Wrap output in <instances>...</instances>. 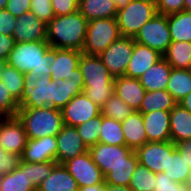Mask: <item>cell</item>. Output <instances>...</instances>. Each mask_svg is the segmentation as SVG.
I'll use <instances>...</instances> for the list:
<instances>
[{"label": "cell", "instance_id": "6da1fadb", "mask_svg": "<svg viewBox=\"0 0 191 191\" xmlns=\"http://www.w3.org/2000/svg\"><path fill=\"white\" fill-rule=\"evenodd\" d=\"M84 91L83 76L51 80L50 74L39 77L34 72L24 73V88L19 108L38 109L50 106L62 109L73 97Z\"/></svg>", "mask_w": 191, "mask_h": 191}, {"label": "cell", "instance_id": "7a4b0ae2", "mask_svg": "<svg viewBox=\"0 0 191 191\" xmlns=\"http://www.w3.org/2000/svg\"><path fill=\"white\" fill-rule=\"evenodd\" d=\"M88 20L79 12L55 16L46 25V41L51 48L80 50L84 46Z\"/></svg>", "mask_w": 191, "mask_h": 191}, {"label": "cell", "instance_id": "3957f363", "mask_svg": "<svg viewBox=\"0 0 191 191\" xmlns=\"http://www.w3.org/2000/svg\"><path fill=\"white\" fill-rule=\"evenodd\" d=\"M79 68L84 80V93L102 108L114 93V78L99 56L81 53Z\"/></svg>", "mask_w": 191, "mask_h": 191}, {"label": "cell", "instance_id": "277c9868", "mask_svg": "<svg viewBox=\"0 0 191 191\" xmlns=\"http://www.w3.org/2000/svg\"><path fill=\"white\" fill-rule=\"evenodd\" d=\"M50 49L47 41L14 43L6 63L20 72L32 71L42 77L44 74H51Z\"/></svg>", "mask_w": 191, "mask_h": 191}, {"label": "cell", "instance_id": "5b68a950", "mask_svg": "<svg viewBox=\"0 0 191 191\" xmlns=\"http://www.w3.org/2000/svg\"><path fill=\"white\" fill-rule=\"evenodd\" d=\"M16 116L23 123L28 139L56 136L64 126L62 111L50 106L19 108Z\"/></svg>", "mask_w": 191, "mask_h": 191}, {"label": "cell", "instance_id": "8992f818", "mask_svg": "<svg viewBox=\"0 0 191 191\" xmlns=\"http://www.w3.org/2000/svg\"><path fill=\"white\" fill-rule=\"evenodd\" d=\"M120 36L116 18H100L88 21L82 53L98 56Z\"/></svg>", "mask_w": 191, "mask_h": 191}, {"label": "cell", "instance_id": "52a82bcc", "mask_svg": "<svg viewBox=\"0 0 191 191\" xmlns=\"http://www.w3.org/2000/svg\"><path fill=\"white\" fill-rule=\"evenodd\" d=\"M157 14L156 3L133 0L119 8L116 15L121 36L134 38L140 28Z\"/></svg>", "mask_w": 191, "mask_h": 191}, {"label": "cell", "instance_id": "ba28073f", "mask_svg": "<svg viewBox=\"0 0 191 191\" xmlns=\"http://www.w3.org/2000/svg\"><path fill=\"white\" fill-rule=\"evenodd\" d=\"M93 162L105 176L110 170L119 165H138V158L134 150L126 145H108L97 143L88 149Z\"/></svg>", "mask_w": 191, "mask_h": 191}, {"label": "cell", "instance_id": "9c48e42d", "mask_svg": "<svg viewBox=\"0 0 191 191\" xmlns=\"http://www.w3.org/2000/svg\"><path fill=\"white\" fill-rule=\"evenodd\" d=\"M135 42L146 45L164 55L171 44L168 15L156 14L146 22L133 38Z\"/></svg>", "mask_w": 191, "mask_h": 191}, {"label": "cell", "instance_id": "30bf717a", "mask_svg": "<svg viewBox=\"0 0 191 191\" xmlns=\"http://www.w3.org/2000/svg\"><path fill=\"white\" fill-rule=\"evenodd\" d=\"M133 50L134 39L120 36L98 56L113 77L125 76Z\"/></svg>", "mask_w": 191, "mask_h": 191}, {"label": "cell", "instance_id": "8fae6325", "mask_svg": "<svg viewBox=\"0 0 191 191\" xmlns=\"http://www.w3.org/2000/svg\"><path fill=\"white\" fill-rule=\"evenodd\" d=\"M63 165L77 181L78 187L92 186L105 181V176L93 162L89 151L67 160Z\"/></svg>", "mask_w": 191, "mask_h": 191}, {"label": "cell", "instance_id": "7c38bea8", "mask_svg": "<svg viewBox=\"0 0 191 191\" xmlns=\"http://www.w3.org/2000/svg\"><path fill=\"white\" fill-rule=\"evenodd\" d=\"M176 149L172 141L146 142L135 150L138 162L155 174L167 168L168 155Z\"/></svg>", "mask_w": 191, "mask_h": 191}, {"label": "cell", "instance_id": "4fadbf2b", "mask_svg": "<svg viewBox=\"0 0 191 191\" xmlns=\"http://www.w3.org/2000/svg\"><path fill=\"white\" fill-rule=\"evenodd\" d=\"M82 51L73 49H50L51 80L71 79L73 76H82L79 60Z\"/></svg>", "mask_w": 191, "mask_h": 191}, {"label": "cell", "instance_id": "5bb4252c", "mask_svg": "<svg viewBox=\"0 0 191 191\" xmlns=\"http://www.w3.org/2000/svg\"><path fill=\"white\" fill-rule=\"evenodd\" d=\"M28 136L17 116L0 118V145L8 153L22 156Z\"/></svg>", "mask_w": 191, "mask_h": 191}, {"label": "cell", "instance_id": "9a60e30c", "mask_svg": "<svg viewBox=\"0 0 191 191\" xmlns=\"http://www.w3.org/2000/svg\"><path fill=\"white\" fill-rule=\"evenodd\" d=\"M63 122L78 126L101 114V107L92 102L84 92L73 97L62 109Z\"/></svg>", "mask_w": 191, "mask_h": 191}, {"label": "cell", "instance_id": "2e32d148", "mask_svg": "<svg viewBox=\"0 0 191 191\" xmlns=\"http://www.w3.org/2000/svg\"><path fill=\"white\" fill-rule=\"evenodd\" d=\"M57 154L56 162L63 164L69 159L75 158L86 151L88 148L78 134L76 127L64 124L62 130L56 135Z\"/></svg>", "mask_w": 191, "mask_h": 191}, {"label": "cell", "instance_id": "e0dca14e", "mask_svg": "<svg viewBox=\"0 0 191 191\" xmlns=\"http://www.w3.org/2000/svg\"><path fill=\"white\" fill-rule=\"evenodd\" d=\"M56 154V136L28 139L21 156V161L28 163L56 162Z\"/></svg>", "mask_w": 191, "mask_h": 191}, {"label": "cell", "instance_id": "ac0fdd59", "mask_svg": "<svg viewBox=\"0 0 191 191\" xmlns=\"http://www.w3.org/2000/svg\"><path fill=\"white\" fill-rule=\"evenodd\" d=\"M46 25L31 12L22 14L14 27V42L46 41Z\"/></svg>", "mask_w": 191, "mask_h": 191}, {"label": "cell", "instance_id": "d6986e66", "mask_svg": "<svg viewBox=\"0 0 191 191\" xmlns=\"http://www.w3.org/2000/svg\"><path fill=\"white\" fill-rule=\"evenodd\" d=\"M163 55L152 48L134 41V50L128 63L125 76L139 78L147 69L152 67Z\"/></svg>", "mask_w": 191, "mask_h": 191}, {"label": "cell", "instance_id": "ffe728a7", "mask_svg": "<svg viewBox=\"0 0 191 191\" xmlns=\"http://www.w3.org/2000/svg\"><path fill=\"white\" fill-rule=\"evenodd\" d=\"M147 142L170 141V111L142 113Z\"/></svg>", "mask_w": 191, "mask_h": 191}, {"label": "cell", "instance_id": "44dd1931", "mask_svg": "<svg viewBox=\"0 0 191 191\" xmlns=\"http://www.w3.org/2000/svg\"><path fill=\"white\" fill-rule=\"evenodd\" d=\"M114 93L134 111H138L146 90L138 78L119 76L114 78Z\"/></svg>", "mask_w": 191, "mask_h": 191}, {"label": "cell", "instance_id": "7402d4cb", "mask_svg": "<svg viewBox=\"0 0 191 191\" xmlns=\"http://www.w3.org/2000/svg\"><path fill=\"white\" fill-rule=\"evenodd\" d=\"M29 176V163L20 160L18 167L0 176V191H37Z\"/></svg>", "mask_w": 191, "mask_h": 191}, {"label": "cell", "instance_id": "603a6c76", "mask_svg": "<svg viewBox=\"0 0 191 191\" xmlns=\"http://www.w3.org/2000/svg\"><path fill=\"white\" fill-rule=\"evenodd\" d=\"M121 126L127 147L135 151L147 142V135L141 112L134 111L121 122Z\"/></svg>", "mask_w": 191, "mask_h": 191}, {"label": "cell", "instance_id": "cb8c5ba5", "mask_svg": "<svg viewBox=\"0 0 191 191\" xmlns=\"http://www.w3.org/2000/svg\"><path fill=\"white\" fill-rule=\"evenodd\" d=\"M171 69V65L162 58L138 79L146 91L166 90Z\"/></svg>", "mask_w": 191, "mask_h": 191}, {"label": "cell", "instance_id": "d4e9b609", "mask_svg": "<svg viewBox=\"0 0 191 191\" xmlns=\"http://www.w3.org/2000/svg\"><path fill=\"white\" fill-rule=\"evenodd\" d=\"M38 191H78L77 181L63 164H56L51 174L42 181Z\"/></svg>", "mask_w": 191, "mask_h": 191}, {"label": "cell", "instance_id": "484cf974", "mask_svg": "<svg viewBox=\"0 0 191 191\" xmlns=\"http://www.w3.org/2000/svg\"><path fill=\"white\" fill-rule=\"evenodd\" d=\"M191 139V113L177 104L170 110V141Z\"/></svg>", "mask_w": 191, "mask_h": 191}, {"label": "cell", "instance_id": "4316f807", "mask_svg": "<svg viewBox=\"0 0 191 191\" xmlns=\"http://www.w3.org/2000/svg\"><path fill=\"white\" fill-rule=\"evenodd\" d=\"M78 11L88 20L116 18L117 5L113 0H79Z\"/></svg>", "mask_w": 191, "mask_h": 191}, {"label": "cell", "instance_id": "83f0119b", "mask_svg": "<svg viewBox=\"0 0 191 191\" xmlns=\"http://www.w3.org/2000/svg\"><path fill=\"white\" fill-rule=\"evenodd\" d=\"M178 102L167 90L146 91L138 112L151 113L156 110L170 111Z\"/></svg>", "mask_w": 191, "mask_h": 191}, {"label": "cell", "instance_id": "f1b7e54d", "mask_svg": "<svg viewBox=\"0 0 191 191\" xmlns=\"http://www.w3.org/2000/svg\"><path fill=\"white\" fill-rule=\"evenodd\" d=\"M163 58L174 69L189 70L191 67V42L172 41Z\"/></svg>", "mask_w": 191, "mask_h": 191}, {"label": "cell", "instance_id": "f546056e", "mask_svg": "<svg viewBox=\"0 0 191 191\" xmlns=\"http://www.w3.org/2000/svg\"><path fill=\"white\" fill-rule=\"evenodd\" d=\"M168 27L172 41L191 42V11L168 15Z\"/></svg>", "mask_w": 191, "mask_h": 191}, {"label": "cell", "instance_id": "4dcf8cb0", "mask_svg": "<svg viewBox=\"0 0 191 191\" xmlns=\"http://www.w3.org/2000/svg\"><path fill=\"white\" fill-rule=\"evenodd\" d=\"M179 102L191 92V74L189 70L171 69L166 89Z\"/></svg>", "mask_w": 191, "mask_h": 191}, {"label": "cell", "instance_id": "1f68e13d", "mask_svg": "<svg viewBox=\"0 0 191 191\" xmlns=\"http://www.w3.org/2000/svg\"><path fill=\"white\" fill-rule=\"evenodd\" d=\"M172 181L180 184H187L191 174V168L187 164L181 153L175 149L168 155L167 168L163 171Z\"/></svg>", "mask_w": 191, "mask_h": 191}, {"label": "cell", "instance_id": "d6a6232c", "mask_svg": "<svg viewBox=\"0 0 191 191\" xmlns=\"http://www.w3.org/2000/svg\"><path fill=\"white\" fill-rule=\"evenodd\" d=\"M99 143L118 146L126 145L121 122L101 115Z\"/></svg>", "mask_w": 191, "mask_h": 191}, {"label": "cell", "instance_id": "836d02e7", "mask_svg": "<svg viewBox=\"0 0 191 191\" xmlns=\"http://www.w3.org/2000/svg\"><path fill=\"white\" fill-rule=\"evenodd\" d=\"M0 80L3 81L13 98L20 105L21 95L24 88V73L6 63L0 75Z\"/></svg>", "mask_w": 191, "mask_h": 191}, {"label": "cell", "instance_id": "e575fe53", "mask_svg": "<svg viewBox=\"0 0 191 191\" xmlns=\"http://www.w3.org/2000/svg\"><path fill=\"white\" fill-rule=\"evenodd\" d=\"M134 110L115 93H113L101 108V115L116 121H124Z\"/></svg>", "mask_w": 191, "mask_h": 191}, {"label": "cell", "instance_id": "d590c367", "mask_svg": "<svg viewBox=\"0 0 191 191\" xmlns=\"http://www.w3.org/2000/svg\"><path fill=\"white\" fill-rule=\"evenodd\" d=\"M156 174L151 172L146 166L138 163L134 170L129 187L132 191H154Z\"/></svg>", "mask_w": 191, "mask_h": 191}, {"label": "cell", "instance_id": "8d00e7d4", "mask_svg": "<svg viewBox=\"0 0 191 191\" xmlns=\"http://www.w3.org/2000/svg\"><path fill=\"white\" fill-rule=\"evenodd\" d=\"M76 129L88 149L96 145L99 143L101 131V114L91 118L83 124L76 126Z\"/></svg>", "mask_w": 191, "mask_h": 191}, {"label": "cell", "instance_id": "74e56055", "mask_svg": "<svg viewBox=\"0 0 191 191\" xmlns=\"http://www.w3.org/2000/svg\"><path fill=\"white\" fill-rule=\"evenodd\" d=\"M137 165H119L105 175L106 184L129 186L132 174Z\"/></svg>", "mask_w": 191, "mask_h": 191}, {"label": "cell", "instance_id": "f35d334b", "mask_svg": "<svg viewBox=\"0 0 191 191\" xmlns=\"http://www.w3.org/2000/svg\"><path fill=\"white\" fill-rule=\"evenodd\" d=\"M18 109L19 103L0 80V118L16 116Z\"/></svg>", "mask_w": 191, "mask_h": 191}, {"label": "cell", "instance_id": "ab89813d", "mask_svg": "<svg viewBox=\"0 0 191 191\" xmlns=\"http://www.w3.org/2000/svg\"><path fill=\"white\" fill-rule=\"evenodd\" d=\"M57 162L29 163V176L32 183L38 188L42 181L52 172Z\"/></svg>", "mask_w": 191, "mask_h": 191}, {"label": "cell", "instance_id": "60d3db41", "mask_svg": "<svg viewBox=\"0 0 191 191\" xmlns=\"http://www.w3.org/2000/svg\"><path fill=\"white\" fill-rule=\"evenodd\" d=\"M30 12L45 24L55 17L51 0H31Z\"/></svg>", "mask_w": 191, "mask_h": 191}, {"label": "cell", "instance_id": "b9f144b4", "mask_svg": "<svg viewBox=\"0 0 191 191\" xmlns=\"http://www.w3.org/2000/svg\"><path fill=\"white\" fill-rule=\"evenodd\" d=\"M154 191H189L187 184H180L172 181L166 173L160 172L156 174Z\"/></svg>", "mask_w": 191, "mask_h": 191}, {"label": "cell", "instance_id": "7bdbcfd3", "mask_svg": "<svg viewBox=\"0 0 191 191\" xmlns=\"http://www.w3.org/2000/svg\"><path fill=\"white\" fill-rule=\"evenodd\" d=\"M20 160V156L6 152L0 145V176L15 170L18 167Z\"/></svg>", "mask_w": 191, "mask_h": 191}, {"label": "cell", "instance_id": "ee69618b", "mask_svg": "<svg viewBox=\"0 0 191 191\" xmlns=\"http://www.w3.org/2000/svg\"><path fill=\"white\" fill-rule=\"evenodd\" d=\"M79 0H51L55 16H63L78 11Z\"/></svg>", "mask_w": 191, "mask_h": 191}, {"label": "cell", "instance_id": "f6af8a7d", "mask_svg": "<svg viewBox=\"0 0 191 191\" xmlns=\"http://www.w3.org/2000/svg\"><path fill=\"white\" fill-rule=\"evenodd\" d=\"M185 0H158L156 3L157 13L170 15L184 10Z\"/></svg>", "mask_w": 191, "mask_h": 191}, {"label": "cell", "instance_id": "bcb514c9", "mask_svg": "<svg viewBox=\"0 0 191 191\" xmlns=\"http://www.w3.org/2000/svg\"><path fill=\"white\" fill-rule=\"evenodd\" d=\"M17 18L6 9L0 10V33L12 36Z\"/></svg>", "mask_w": 191, "mask_h": 191}, {"label": "cell", "instance_id": "7dc6e473", "mask_svg": "<svg viewBox=\"0 0 191 191\" xmlns=\"http://www.w3.org/2000/svg\"><path fill=\"white\" fill-rule=\"evenodd\" d=\"M31 0H8L6 10L16 18L30 12Z\"/></svg>", "mask_w": 191, "mask_h": 191}, {"label": "cell", "instance_id": "c3c4849f", "mask_svg": "<svg viewBox=\"0 0 191 191\" xmlns=\"http://www.w3.org/2000/svg\"><path fill=\"white\" fill-rule=\"evenodd\" d=\"M14 43L13 36L0 33V59L7 60L9 53L14 47Z\"/></svg>", "mask_w": 191, "mask_h": 191}, {"label": "cell", "instance_id": "681fc988", "mask_svg": "<svg viewBox=\"0 0 191 191\" xmlns=\"http://www.w3.org/2000/svg\"><path fill=\"white\" fill-rule=\"evenodd\" d=\"M175 145L176 149L181 153L182 158L185 159L191 168V139L182 140Z\"/></svg>", "mask_w": 191, "mask_h": 191}, {"label": "cell", "instance_id": "f907efd6", "mask_svg": "<svg viewBox=\"0 0 191 191\" xmlns=\"http://www.w3.org/2000/svg\"><path fill=\"white\" fill-rule=\"evenodd\" d=\"M78 191H106V182L99 183L92 186L79 187Z\"/></svg>", "mask_w": 191, "mask_h": 191}, {"label": "cell", "instance_id": "816d5d0a", "mask_svg": "<svg viewBox=\"0 0 191 191\" xmlns=\"http://www.w3.org/2000/svg\"><path fill=\"white\" fill-rule=\"evenodd\" d=\"M183 108L187 109L191 113V92L178 102Z\"/></svg>", "mask_w": 191, "mask_h": 191}, {"label": "cell", "instance_id": "f5cc1de1", "mask_svg": "<svg viewBox=\"0 0 191 191\" xmlns=\"http://www.w3.org/2000/svg\"><path fill=\"white\" fill-rule=\"evenodd\" d=\"M106 191H132V189L129 186H116L106 184Z\"/></svg>", "mask_w": 191, "mask_h": 191}, {"label": "cell", "instance_id": "db71d44e", "mask_svg": "<svg viewBox=\"0 0 191 191\" xmlns=\"http://www.w3.org/2000/svg\"><path fill=\"white\" fill-rule=\"evenodd\" d=\"M115 2V4L117 5V8H122L124 6H126L129 2L133 1V0H113Z\"/></svg>", "mask_w": 191, "mask_h": 191}, {"label": "cell", "instance_id": "11a10c76", "mask_svg": "<svg viewBox=\"0 0 191 191\" xmlns=\"http://www.w3.org/2000/svg\"><path fill=\"white\" fill-rule=\"evenodd\" d=\"M184 10L191 11V0L184 1Z\"/></svg>", "mask_w": 191, "mask_h": 191}, {"label": "cell", "instance_id": "9f6ffc18", "mask_svg": "<svg viewBox=\"0 0 191 191\" xmlns=\"http://www.w3.org/2000/svg\"><path fill=\"white\" fill-rule=\"evenodd\" d=\"M8 0H0V10L5 9Z\"/></svg>", "mask_w": 191, "mask_h": 191}, {"label": "cell", "instance_id": "6f0895ef", "mask_svg": "<svg viewBox=\"0 0 191 191\" xmlns=\"http://www.w3.org/2000/svg\"><path fill=\"white\" fill-rule=\"evenodd\" d=\"M6 61L3 59H0V75L5 67Z\"/></svg>", "mask_w": 191, "mask_h": 191}, {"label": "cell", "instance_id": "680465c9", "mask_svg": "<svg viewBox=\"0 0 191 191\" xmlns=\"http://www.w3.org/2000/svg\"><path fill=\"white\" fill-rule=\"evenodd\" d=\"M187 186L190 188V190H191V174H190V176H189V180H188V182H187Z\"/></svg>", "mask_w": 191, "mask_h": 191}, {"label": "cell", "instance_id": "91938a15", "mask_svg": "<svg viewBox=\"0 0 191 191\" xmlns=\"http://www.w3.org/2000/svg\"><path fill=\"white\" fill-rule=\"evenodd\" d=\"M142 1H147V2H151V3H157L158 0H142Z\"/></svg>", "mask_w": 191, "mask_h": 191}]
</instances>
